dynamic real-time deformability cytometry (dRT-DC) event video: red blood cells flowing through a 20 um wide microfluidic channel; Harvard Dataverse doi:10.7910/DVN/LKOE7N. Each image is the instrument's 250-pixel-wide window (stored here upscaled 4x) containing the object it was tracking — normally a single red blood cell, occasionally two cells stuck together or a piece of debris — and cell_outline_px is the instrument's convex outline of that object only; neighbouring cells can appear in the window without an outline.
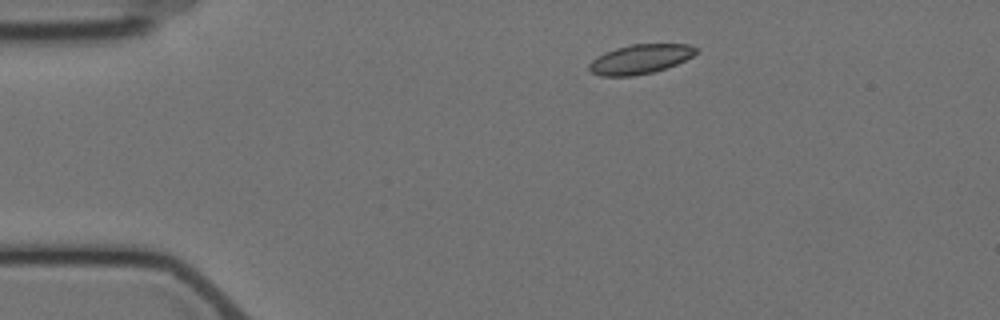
{"species": "Egyptian fruit bat (a non-hibernating species)", "species_latin": "Rousettus aegyptiacus", "temperature_condition": "cold", "stored_images_in_passage": 7, "camera_frame_rate_fps": 3000, "um_per_image_px": 0.085, "animal": {"sex": "female"}, "frame": {"image": 1, "passage_image": 1, "time_ms": 0.0, "image_size_px": [1000, 320], "cell_outline_px": [[700, 48], [692, 56], [676, 64], [652, 72], [632, 76], [600, 76], [592, 72], [588, 68], [588, 64], [596, 56], [604, 52], [616, 48], [632, 44], [688, 44]], "centroid_in_image_um": [54.39, 5.02], "position_along_channel_um": 30.6, "area_um2": 18.26}}
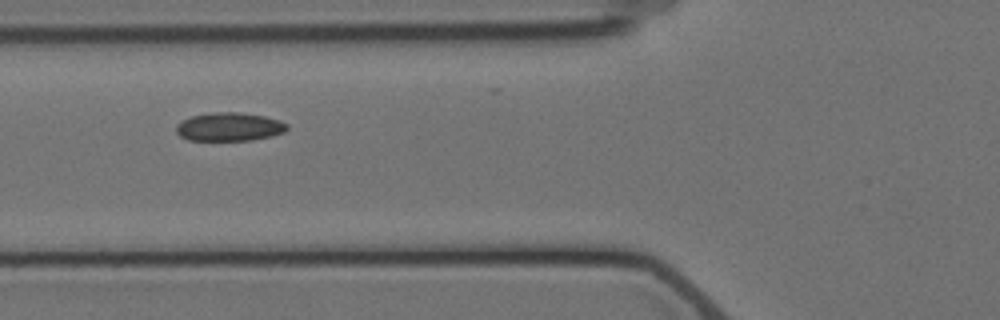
{"frame": {"image": 2, "passage_image": 4, "time_ms": 3.667, "image_size_px": [1000, 320], "cell_outline_px": [[288, 128], [284, 132], [272, 136], [252, 140], [188, 140], [180, 136], [176, 132], [176, 124], [180, 120], [192, 116], [212, 112], [240, 112], [264, 116], [280, 120], [288, 124]], "centroid_in_image_um": [19.48, 10.77], "position_along_channel_um": 106.3, "area_um2": 18.55}}
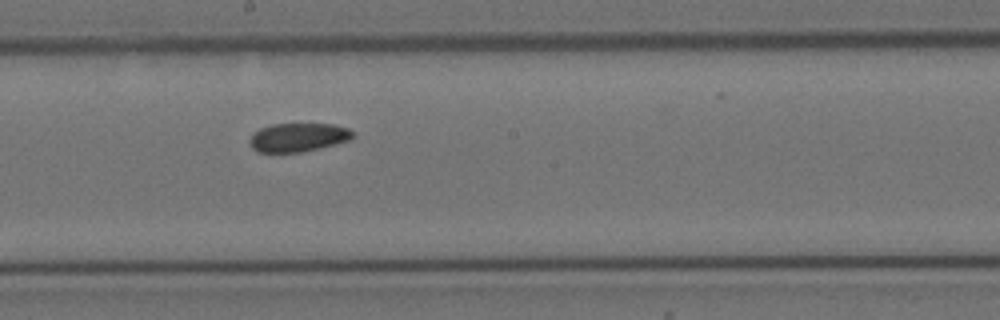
{"frame": {"image": 3, "passage_image": 7, "time_ms": 7.0, "image_size_px": [1000, 320], "cell_outline_px": [[352, 140], [320, 148], [300, 152], [260, 152], [252, 148], [248, 140], [260, 128], [272, 124], [336, 124], [348, 128], [352, 132]], "centroid_in_image_um": [25.36, 11.67], "position_along_channel_um": 222.8, "area_um2": 17.17}}